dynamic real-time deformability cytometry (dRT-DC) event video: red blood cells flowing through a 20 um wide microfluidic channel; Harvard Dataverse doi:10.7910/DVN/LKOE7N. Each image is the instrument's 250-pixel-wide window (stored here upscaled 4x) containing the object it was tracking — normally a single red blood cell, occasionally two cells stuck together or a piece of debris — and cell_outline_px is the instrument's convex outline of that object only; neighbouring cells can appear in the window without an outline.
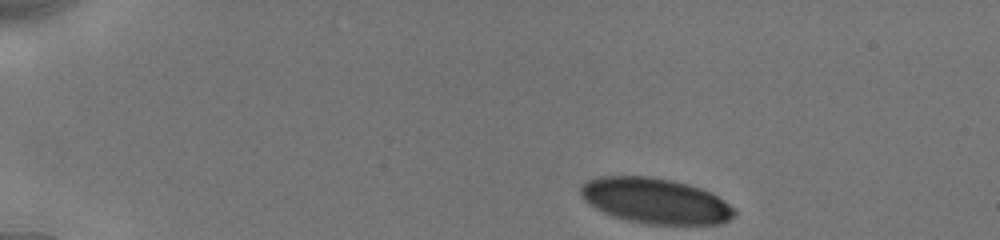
{"species": "human", "species_latin": "Homo sapiens", "temperature_condition": "cold", "stored_images_in_passage": 21, "camera_frame_rate_fps": 3000, "um_per_image_px": 0.085, "donor": {"sex": "male"}, "frame": {"image": 1, "passage_image": 1, "time_ms": 0.0, "image_size_px": [1000, 240], "cell_outline_px": [[736, 212], [728, 220], [720, 224], [644, 224], [612, 216], [588, 204], [580, 196], [580, 184], [588, 180], [600, 176], [648, 176], [672, 180], [688, 184], [700, 188], [724, 200], [736, 208]], "centroid_in_image_um": [55.68, 17.07], "position_along_channel_um": 29.3, "area_um2": 40.81}}
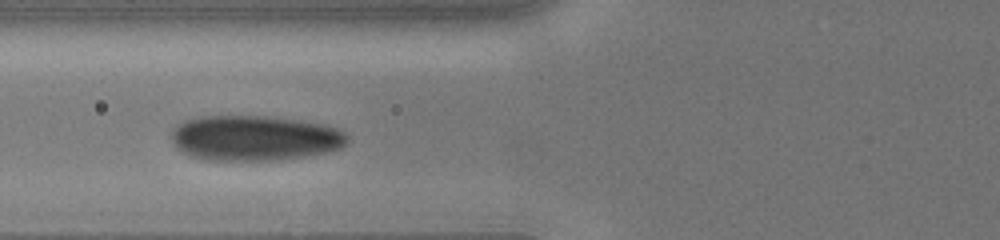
{"frame": {"image": 2, "passage_image": 10, "time_ms": 4.333, "image_size_px": [1000, 240], "cell_outline_px": [[348, 144], [340, 148], [328, 152], [280, 160], [204, 160], [188, 156], [180, 152], [172, 144], [172, 132], [176, 124], [184, 120], [200, 116], [264, 116], [328, 124], [344, 132], [348, 136]], "centroid_in_image_um": [21.61, 11.74], "position_along_channel_um": 104.2, "area_um2": 46.93}}
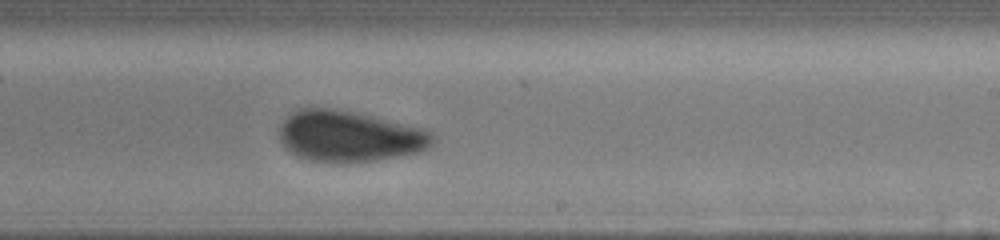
{"frame": {"image": 3, "passage_image": 21, "time_ms": 8.333, "image_size_px": [1000, 240], "cell_outline_px": [[432, 144], [428, 148], [420, 152], [376, 160], [352, 164], [348, 164], [308, 160], [284, 148], [280, 140], [280, 124], [292, 112], [300, 108], [332, 108], [424, 128], [432, 132]], "centroid_in_image_um": [29.67, 11.61], "position_along_channel_um": 259.3, "area_um2": 45.49}}